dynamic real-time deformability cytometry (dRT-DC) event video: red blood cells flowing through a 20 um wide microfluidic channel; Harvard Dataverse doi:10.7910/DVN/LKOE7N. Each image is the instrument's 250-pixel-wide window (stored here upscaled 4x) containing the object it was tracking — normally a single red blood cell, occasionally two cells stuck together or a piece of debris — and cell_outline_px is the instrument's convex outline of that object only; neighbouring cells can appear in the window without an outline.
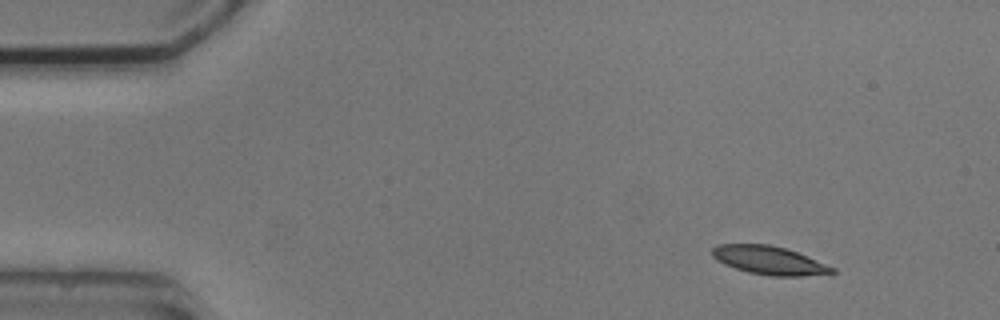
{"species": "common noctule bat (a hibernating species)", "species_latin": "Nyctalus noctula", "temperature_condition": "cold", "stored_images_in_passage": 5, "camera_frame_rate_fps": 3000, "um_per_image_px": 0.085, "animal": {"sex": "male", "body_mass_g": 20.5, "forearm_length_mm": 52.5}, "frame": {"image": 1, "passage_image": 1, "time_ms": 0.0, "image_size_px": [1000, 320], "cell_outline_px": [[836, 272], [800, 276], [772, 276], [748, 272], [724, 264], [716, 260], [712, 256], [712, 248], [716, 244], [768, 244], [784, 248], [796, 252], [836, 268]], "centroid_in_image_um": [65.34, 22.12], "position_along_channel_um": 19.7, "area_um2": 19.65}}
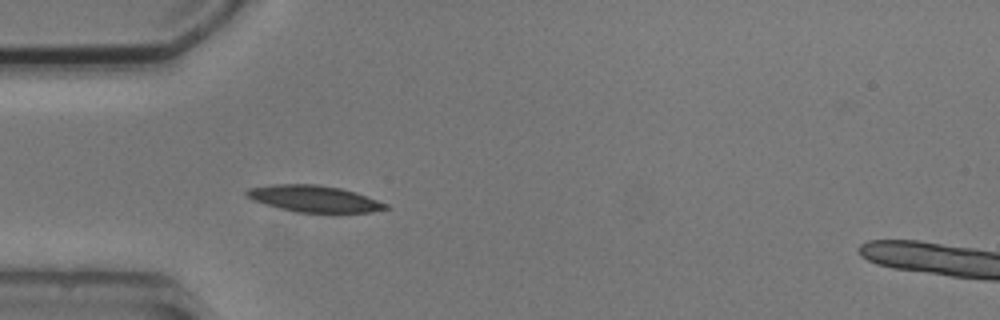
{"frame": {"image": 2, "passage_image": 4, "time_ms": 3.333, "image_size_px": [1000, 320], "cell_outline_px": [[392, 208], [372, 212], [332, 216], [296, 212], [264, 204], [252, 200], [244, 196], [244, 192], [248, 188], [272, 184], [316, 184], [340, 188], [356, 192], [388, 204]], "centroid_in_image_um": [26.75, 16.94], "position_along_channel_um": 58.2, "area_um2": 22.72}}